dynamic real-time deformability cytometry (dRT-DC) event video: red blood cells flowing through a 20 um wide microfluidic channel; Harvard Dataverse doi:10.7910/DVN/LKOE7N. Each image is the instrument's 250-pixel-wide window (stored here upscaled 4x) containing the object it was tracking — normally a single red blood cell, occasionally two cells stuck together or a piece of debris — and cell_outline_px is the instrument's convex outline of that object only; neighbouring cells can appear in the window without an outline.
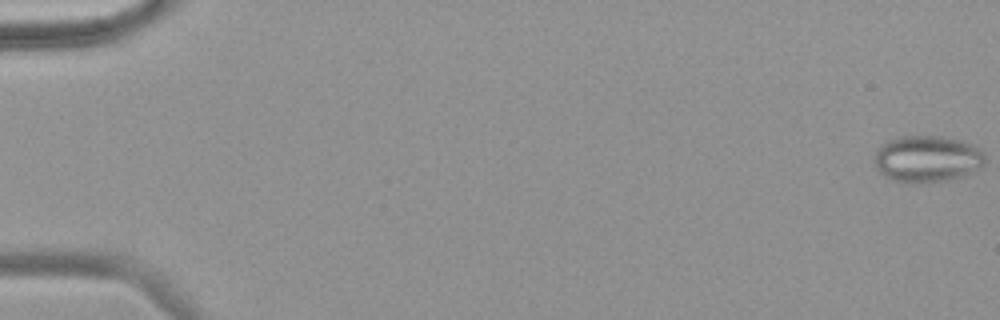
{"species": "common noctule bat (a hibernating species)", "species_latin": "Nyctalus noctula", "temperature_condition": "warm", "stored_images_in_passage": 57, "segment_of_instrument_passage": [1, 2], "camera_frame_rate_fps": 3000, "um_per_image_px": 0.085, "animal": {"sex": "female", "body_mass_g": 18.4}, "frame": {"image": 1, "passage_image": 1, "time_ms": 0.0, "image_size_px": [1000, 320], "cell_outline_px": [[984, 164], [980, 168], [972, 172], [948, 180], [924, 184], [904, 184], [892, 180], [884, 176], [876, 168], [872, 160], [876, 148], [880, 144], [888, 140], [900, 136], [940, 136], [960, 140], [976, 144], [984, 152]], "centroid_in_image_um": [78.77, 13.52], "position_along_channel_um": 6.2, "area_um2": 30.98}}